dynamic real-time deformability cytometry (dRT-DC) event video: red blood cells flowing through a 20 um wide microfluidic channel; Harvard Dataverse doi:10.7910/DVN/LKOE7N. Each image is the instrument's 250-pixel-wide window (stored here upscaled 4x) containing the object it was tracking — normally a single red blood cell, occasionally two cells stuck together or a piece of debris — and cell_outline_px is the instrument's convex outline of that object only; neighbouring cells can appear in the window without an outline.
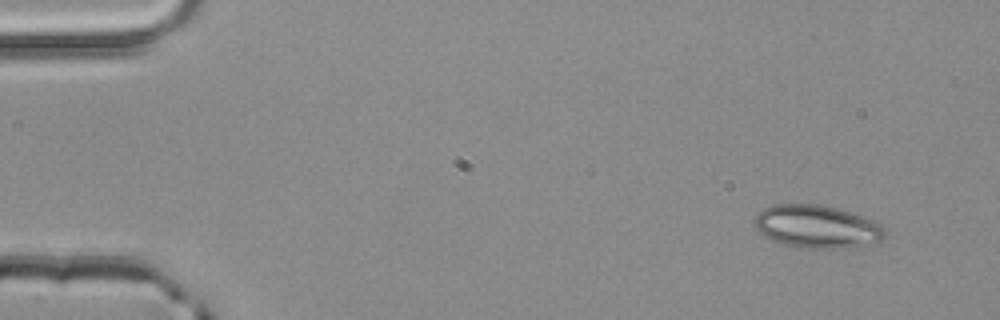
{"species": "common noctule bat (a hibernating species)", "species_latin": "Nyctalus noctula", "temperature_condition": "room temperature", "stored_images_in_passage": 4, "camera_frame_rate_fps": 3000, "um_per_image_px": 0.085, "animal": {"sex": "male", "body_mass_g": 20.4}, "frame": {"image": 1, "passage_image": 1, "time_ms": 0.0, "image_size_px": [1000, 320], "cell_outline_px": [[884, 236], [880, 240], [840, 248], [800, 248], [784, 244], [772, 240], [760, 232], [756, 228], [756, 216], [764, 208], [776, 204], [816, 204], [836, 208], [872, 220], [880, 224], [884, 228]], "centroid_in_image_um": [69.39, 19.25], "position_along_channel_um": 15.6, "area_um2": 31.73}}